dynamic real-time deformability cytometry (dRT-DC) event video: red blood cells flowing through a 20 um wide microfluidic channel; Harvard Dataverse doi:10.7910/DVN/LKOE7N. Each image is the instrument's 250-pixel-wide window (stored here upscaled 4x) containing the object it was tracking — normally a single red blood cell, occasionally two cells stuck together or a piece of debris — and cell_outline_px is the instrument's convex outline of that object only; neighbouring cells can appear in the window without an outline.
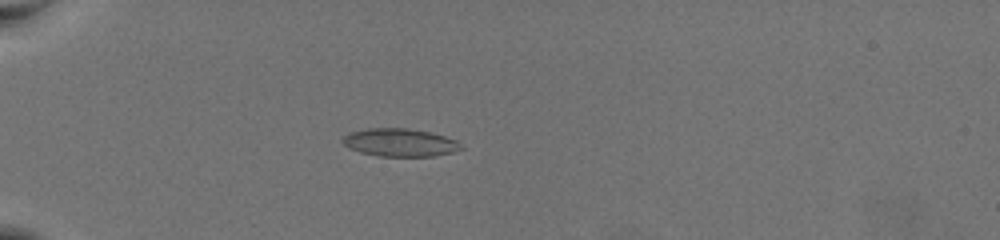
{"species": "common noctule bat (a hibernating species)", "species_latin": "Nyctalus noctula", "temperature_condition": "warm", "stored_images_in_passage": 60, "camera_frame_rate_fps": 3000, "um_per_image_px": 0.085, "animal": {"sex": "female", "body_mass_g": 19.5, "forearm_length_mm": 54.1}, "frame": {"image": 1, "passage_image": 21, "time_ms": 6.667, "image_size_px": [1000, 240], "cell_outline_px": [[464, 148], [452, 152], [432, 156], [380, 156], [360, 152], [348, 148], [340, 140], [344, 136], [352, 132], [368, 128], [408, 128], [428, 132], [444, 136], [456, 140]], "centroid_in_image_um": [33.97, 12.11], "position_along_channel_um": 51.0, "area_um2": 19.13}}
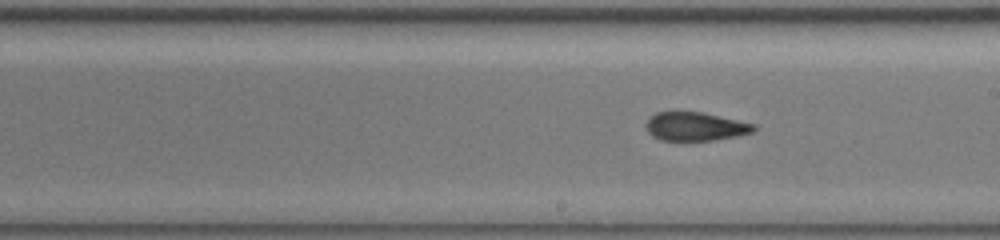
{"frame": {"image": 2, "passage_image": 38, "time_ms": 12.333, "image_size_px": [1000, 240], "cell_outline_px": [[756, 128], [752, 132], [736, 136], [716, 140], [660, 140], [652, 136], [644, 128], [644, 124], [648, 116], [656, 112], [704, 112], [756, 124]], "centroid_in_image_um": [59.06, 10.74], "position_along_channel_um": 229.9, "area_um2": 18.21}}
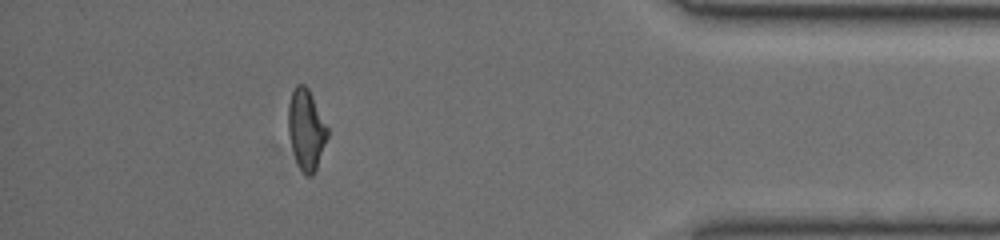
{"frame": {"image": 3, "passage_image": 55, "time_ms": 18.0, "image_size_px": [1000, 240], "cell_outline_px": [[328, 136], [316, 168], [312, 176], [308, 176], [300, 168], [296, 160], [288, 136], [288, 104], [292, 92], [296, 84], [304, 84], [308, 88], [328, 128]], "centroid_in_image_um": [26.01, 10.98], "position_along_channel_um": 409.2, "area_um2": 18.15}, "authors_computed_cell_mechanics": {"area_um2": 18.9873, "velocity_mm_per_s": 3.7554, "shape_relaxation_time_tau1_ms": null, "shape_relaxation_time_tau2_ms": 1.9252, "deformation_change_tau1": null, "deformation_change_tau2": 0.0956}}